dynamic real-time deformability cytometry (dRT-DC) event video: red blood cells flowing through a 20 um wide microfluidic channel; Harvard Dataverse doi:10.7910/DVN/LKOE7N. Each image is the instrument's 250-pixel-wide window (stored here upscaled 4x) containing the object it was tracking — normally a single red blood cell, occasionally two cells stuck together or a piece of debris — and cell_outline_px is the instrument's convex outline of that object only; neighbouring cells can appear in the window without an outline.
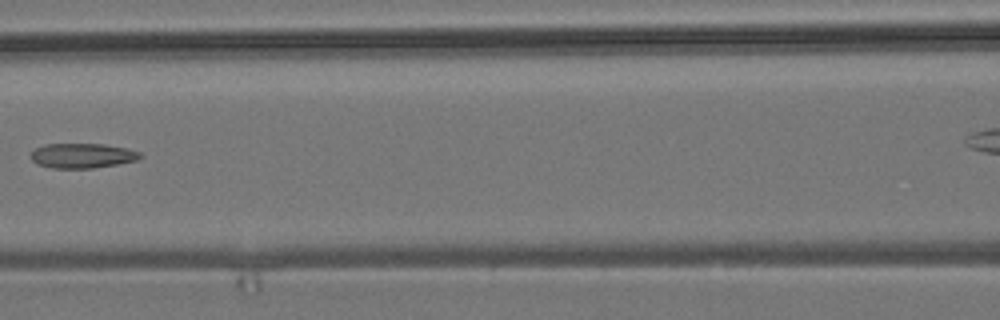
{"species": "common noctule bat (a hibernating species)", "species_latin": "Nyctalus noctula", "temperature_condition": "room temperature", "stored_images_in_passage": 4, "segment_of_instrument_passage": [1, 2], "camera_frame_rate_fps": 3000, "um_per_image_px": 0.085, "animal": {"sex": "male", "body_mass_g": 19.2, "forearm_length_mm": 51.8}, "frame": {"image": 1, "passage_image": 3, "time_ms": 2.333, "image_size_px": [1000, 320], "cell_outline_px": [[144, 156], [136, 160], [116, 164], [92, 168], [52, 168], [36, 164], [32, 160], [32, 152], [36, 148], [44, 144], [104, 144], [128, 148], [140, 152]], "centroid_in_image_um": [7.01, 13.23], "position_along_channel_um": 159.6, "area_um2": 15.78}}